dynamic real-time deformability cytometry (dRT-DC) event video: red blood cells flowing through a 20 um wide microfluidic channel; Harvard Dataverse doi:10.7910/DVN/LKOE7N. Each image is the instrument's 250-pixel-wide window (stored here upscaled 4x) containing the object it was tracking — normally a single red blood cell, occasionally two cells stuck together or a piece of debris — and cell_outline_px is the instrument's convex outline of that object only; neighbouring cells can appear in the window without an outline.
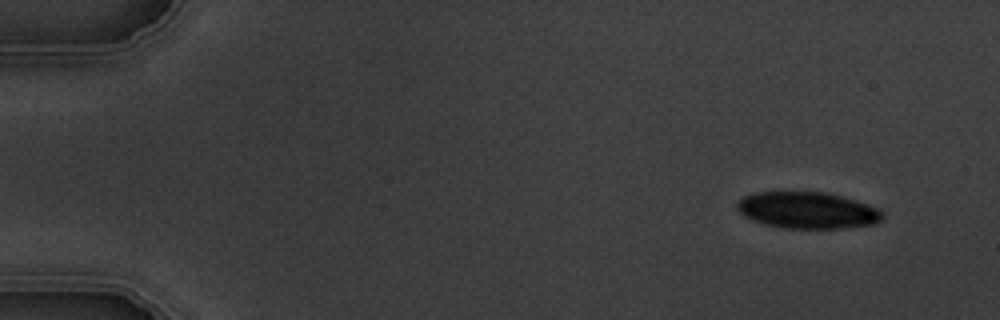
{"species": "common noctule bat (a hibernating species)", "species_latin": "Nyctalus noctula", "temperature_condition": "warm", "stored_images_in_passage": 6, "camera_frame_rate_fps": 3000, "um_per_image_px": 0.085, "animal": {"sex": "male", "body_mass_g": 19.5, "forearm_length_mm": 54.6}, "frame": {"image": 1, "passage_image": 1, "time_ms": 0.0, "image_size_px": [1000, 320], "cell_outline_px": [[884, 216], [880, 220], [872, 224], [836, 228], [788, 228], [764, 224], [744, 216], [736, 208], [736, 204], [744, 196], [756, 192], [824, 192], [856, 200], [868, 204], [884, 212]], "centroid_in_image_um": [68.62, 17.86], "position_along_channel_um": 16.4, "area_um2": 30.63}}